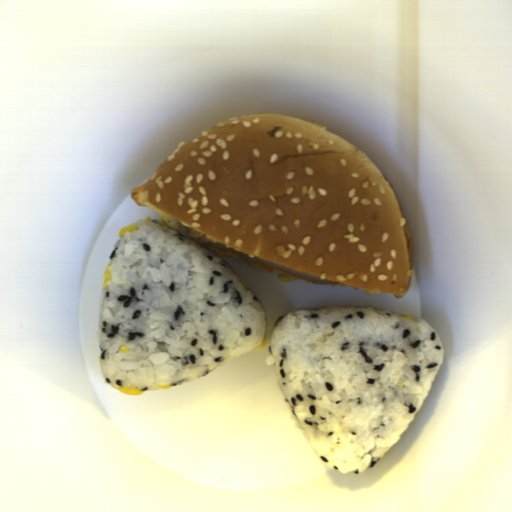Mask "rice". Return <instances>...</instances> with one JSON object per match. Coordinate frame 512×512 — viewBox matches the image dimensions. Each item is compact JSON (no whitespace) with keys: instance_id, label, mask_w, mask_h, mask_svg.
I'll return each mask as SVG.
<instances>
[{"instance_id":"obj_2","label":"rice","mask_w":512,"mask_h":512,"mask_svg":"<svg viewBox=\"0 0 512 512\" xmlns=\"http://www.w3.org/2000/svg\"><path fill=\"white\" fill-rule=\"evenodd\" d=\"M144 220L112 249L97 326L105 381L143 393L209 374L268 330L265 307L228 261L160 218Z\"/></svg>"},{"instance_id":"obj_1","label":"rice","mask_w":512,"mask_h":512,"mask_svg":"<svg viewBox=\"0 0 512 512\" xmlns=\"http://www.w3.org/2000/svg\"><path fill=\"white\" fill-rule=\"evenodd\" d=\"M378 307H300L280 318L266 363L313 452L360 474L413 422L443 364L427 321Z\"/></svg>"}]
</instances>
